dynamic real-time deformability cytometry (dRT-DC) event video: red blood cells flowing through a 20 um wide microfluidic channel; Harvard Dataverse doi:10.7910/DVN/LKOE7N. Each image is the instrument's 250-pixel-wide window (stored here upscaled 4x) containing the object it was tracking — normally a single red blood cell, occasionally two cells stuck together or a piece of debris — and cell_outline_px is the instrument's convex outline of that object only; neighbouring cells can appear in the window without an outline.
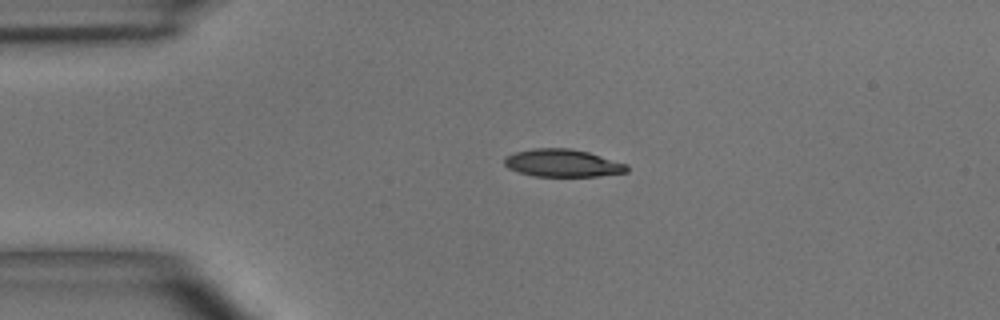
{"species": "common noctule bat (a hibernating species)", "species_latin": "Nyctalus noctula", "temperature_condition": "room temperature", "stored_images_in_passage": 3, "camera_frame_rate_fps": 3000, "um_per_image_px": 0.085, "animal": {"sex": "male", "body_mass_g": 15.6}, "frame": {"image": 1, "passage_image": 2, "time_ms": 1.333, "image_size_px": [1000, 320], "cell_outline_px": [[628, 172], [596, 176], [532, 176], [508, 168], [504, 164], [504, 160], [508, 156], [516, 152], [532, 148], [572, 148], [588, 152], [628, 164]], "centroid_in_image_um": [47.84, 13.86], "position_along_channel_um": 37.2, "area_um2": 19.65}}